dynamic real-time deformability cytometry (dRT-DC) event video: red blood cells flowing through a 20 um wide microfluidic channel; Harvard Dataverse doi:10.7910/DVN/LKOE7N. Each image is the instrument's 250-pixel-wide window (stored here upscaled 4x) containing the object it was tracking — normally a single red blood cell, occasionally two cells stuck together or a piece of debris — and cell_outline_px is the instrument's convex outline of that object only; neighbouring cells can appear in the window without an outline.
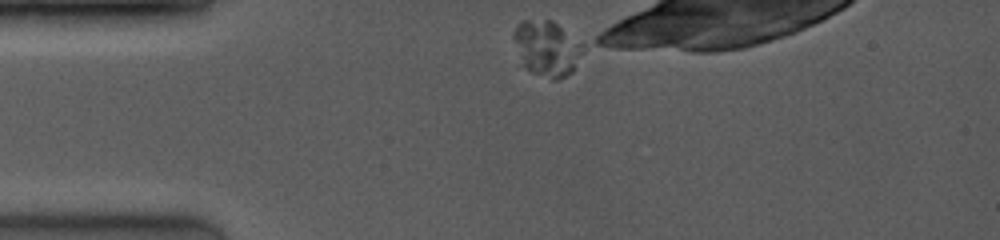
{"species": "common noctule bat (a hibernating species)", "species_latin": "Nyctalus noctula", "temperature_condition": "room temperature", "stored_images_in_passage": 1, "camera_frame_rate_fps": 4000, "um_per_image_px": 0.085, "animal": {"sex": "female", "body_mass_g": 19.0, "forearm_length_mm": 53.3}, "frame": {"image": 1, "passage_image": 1, "time_ms": 0.0, "image_size_px": [1000, 240], "cell_outline_px": [[572, 72], [556, 80], [552, 80], [532, 72], [524, 64], [512, 36], [512, 32], [524, 20], [552, 20], [560, 28], [572, 60]], "centroid_in_image_um": [46.17, 4.13], "position_along_channel_um": 38.8, "area_um2": 18.84}}